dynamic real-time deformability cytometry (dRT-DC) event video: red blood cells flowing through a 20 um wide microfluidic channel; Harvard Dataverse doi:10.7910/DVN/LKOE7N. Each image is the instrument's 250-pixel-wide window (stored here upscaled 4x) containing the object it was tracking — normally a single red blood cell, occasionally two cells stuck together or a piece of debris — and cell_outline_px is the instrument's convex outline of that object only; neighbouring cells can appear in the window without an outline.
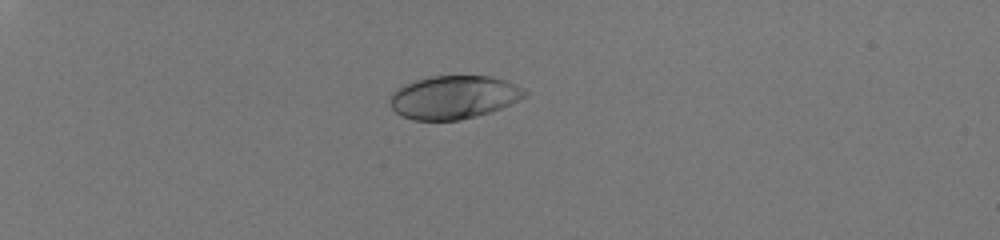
{"species": "human", "species_latin": "Homo sapiens", "temperature_condition": "room temperature", "stored_images_in_passage": 39, "camera_frame_rate_fps": 3000, "um_per_image_px": 0.085, "donor": {"sex": "male"}, "frame": {"image": 1, "passage_image": 1, "time_ms": 0.0, "image_size_px": [1000, 240], "cell_outline_px": [[528, 92], [524, 96], [500, 108], [476, 116], [460, 120], [412, 120], [396, 112], [388, 104], [388, 96], [396, 88], [404, 84], [416, 80], [432, 76], [488, 76], [504, 80], [516, 84], [524, 88]], "centroid_in_image_um": [38.5, 8.26], "position_along_channel_um": 46.5, "area_um2": 33.87}}
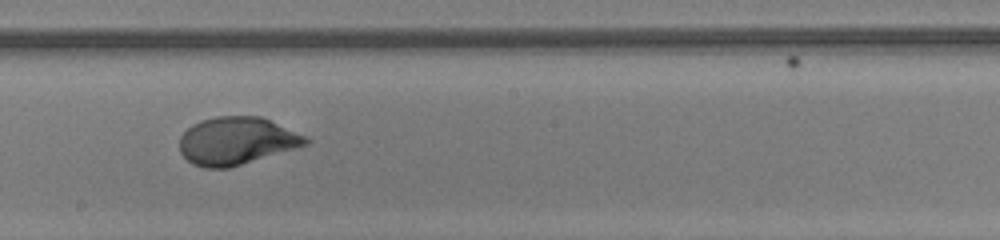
{"frame": {"image": 2, "passage_image": 20, "time_ms": 6.333, "image_size_px": [1000, 240], "cell_outline_px": [[312, 140], [308, 144], [296, 148], [228, 168], [204, 168], [192, 164], [180, 152], [180, 136], [192, 124], [200, 120], [216, 116], [260, 116], [308, 136]], "centroid_in_image_um": [20.12, 11.97], "position_along_channel_um": 228.1, "area_um2": 35.08}}
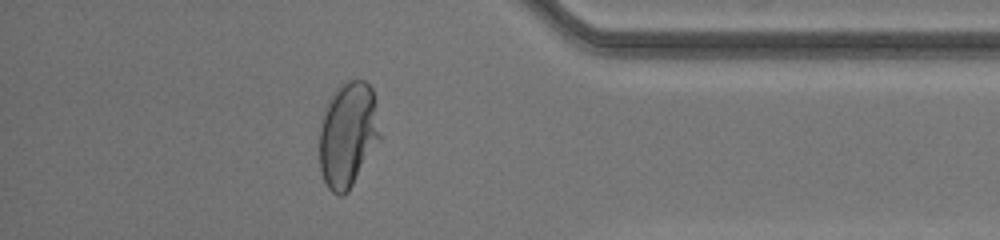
{"frame": {"image": 3, "passage_image": 34, "time_ms": 11.0, "image_size_px": [1000, 240], "cell_outline_px": [[380, 140], [348, 192], [344, 196], [340, 196], [332, 192], [328, 188], [324, 180], [320, 168], [320, 116], [332, 92], [344, 80], [364, 80], [372, 88], [380, 136]], "centroid_in_image_um": [29.54, 11.43], "position_along_channel_um": 405.7, "area_um2": 37.34}, "authors_computed_cell_mechanics": {"area_um2": 35.2002, "velocity_mm_per_s": 4.0609, "shape_relaxation_time_tau1_ms": 3.6321, "shape_relaxation_time_tau2_ms": null, "deformation_change_tau1": 0.1962, "deformation_change_tau2": null}}